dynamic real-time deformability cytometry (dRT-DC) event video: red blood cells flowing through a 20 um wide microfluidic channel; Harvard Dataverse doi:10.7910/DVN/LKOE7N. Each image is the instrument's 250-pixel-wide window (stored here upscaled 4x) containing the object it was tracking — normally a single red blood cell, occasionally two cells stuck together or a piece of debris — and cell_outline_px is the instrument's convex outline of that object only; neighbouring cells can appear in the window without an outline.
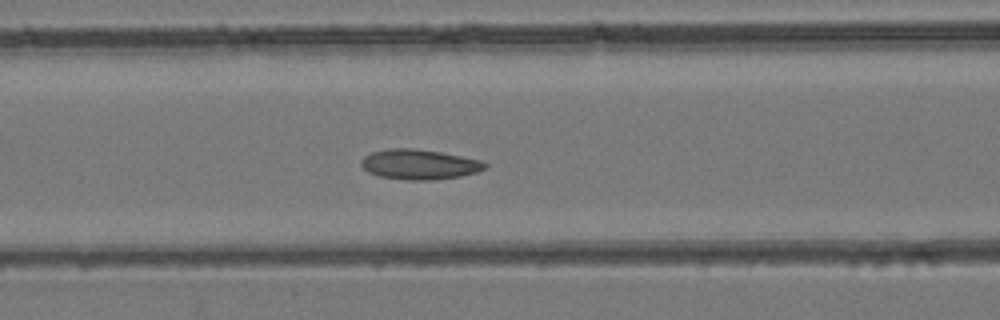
{"species": "common noctule bat (a hibernating species)", "species_latin": "Nyctalus noctula", "temperature_condition": "room temperature", "stored_images_in_passage": 46, "camera_frame_rate_fps": 3000, "um_per_image_px": 0.085, "animal": {"sex": "female", "body_mass_g": 24.6, "forearm_length_mm": 56.2}, "frame": {"image": 1, "passage_image": 19, "time_ms": 6.0, "image_size_px": [1000, 320], "cell_outline_px": [[488, 164], [484, 168], [476, 172], [460, 176], [436, 180], [404, 180], [380, 176], [368, 172], [360, 164], [360, 160], [364, 156], [372, 152], [388, 148], [412, 148], [440, 152], [480, 160]], "centroid_in_image_um": [35.6, 13.97], "position_along_channel_um": 131.0, "area_um2": 21.62}}
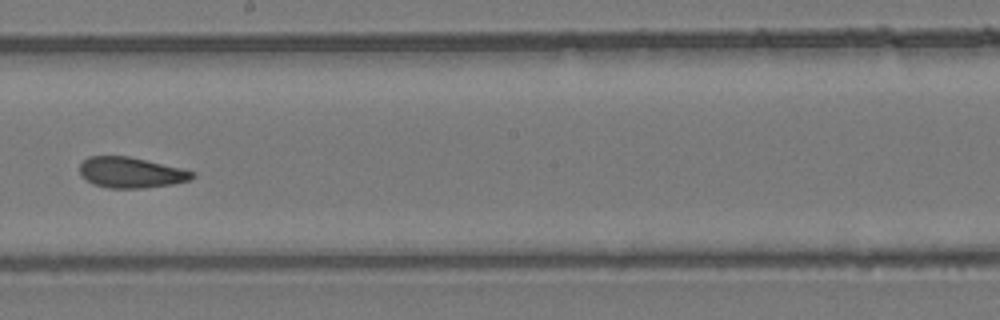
{"frame": {"image": 2, "passage_image": 26, "time_ms": 8.333, "image_size_px": [1000, 320], "cell_outline_px": [[196, 176], [188, 180], [172, 184], [144, 188], [108, 188], [92, 184], [80, 176], [80, 164], [88, 156], [128, 156], [180, 168], [196, 172]], "centroid_in_image_um": [11.1, 14.67], "position_along_channel_um": 237.1, "area_um2": 20.11}}
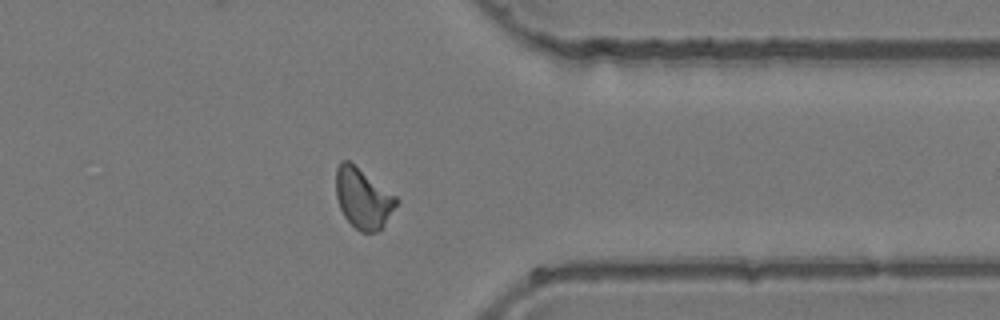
{"frame": {"image": 3, "passage_image": 36, "time_ms": 11.667, "image_size_px": [1000, 320], "cell_outline_px": [[400, 200], [384, 224], [376, 232], [360, 232], [344, 216], [340, 208], [336, 196], [336, 168], [344, 160], [348, 160], [396, 196]], "centroid_in_image_um": [30.85, 16.86], "position_along_channel_um": 380.5, "area_um2": 20.81}}